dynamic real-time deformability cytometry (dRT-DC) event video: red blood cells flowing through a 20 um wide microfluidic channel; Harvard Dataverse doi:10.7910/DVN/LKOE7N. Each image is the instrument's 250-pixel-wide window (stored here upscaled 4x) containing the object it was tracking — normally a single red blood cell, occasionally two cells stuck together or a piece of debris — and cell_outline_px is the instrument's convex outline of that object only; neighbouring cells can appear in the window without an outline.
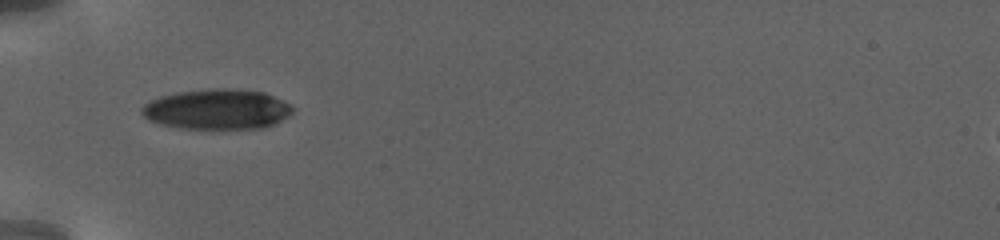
{"species": "human", "species_latin": "Homo sapiens", "temperature_condition": "warm", "stored_images_in_passage": 30, "camera_frame_rate_fps": 3000, "um_per_image_px": 0.085, "donor": {"sex": "female"}, "frame": {"image": 1, "passage_image": 1, "time_ms": 0.0, "image_size_px": [1000, 240], "cell_outline_px": [[292, 112], [288, 116], [272, 124], [256, 128], [180, 128], [164, 124], [152, 120], [144, 116], [140, 112], [140, 108], [144, 104], [160, 96], [172, 92], [216, 88], [228, 88], [264, 92], [288, 104], [292, 108]], "centroid_in_image_um": [18.4, 9.27], "position_along_channel_um": 66.6, "area_um2": 34.8}}
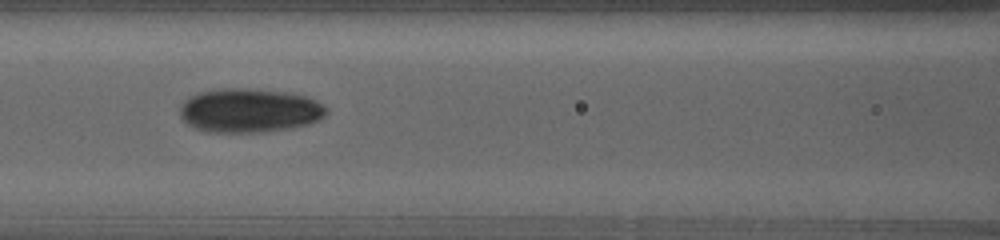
{"frame": {"image": 2, "passage_image": 20, "time_ms": 3.0, "image_size_px": [1000, 240], "cell_outline_px": [[324, 112], [316, 120], [304, 124], [256, 132], [204, 132], [188, 124], [180, 116], [180, 108], [184, 100], [200, 92], [224, 88], [244, 88], [284, 92], [304, 96], [320, 104], [324, 108]], "centroid_in_image_um": [21.06, 9.38], "position_along_channel_um": 145.5, "area_um2": 36.36}}
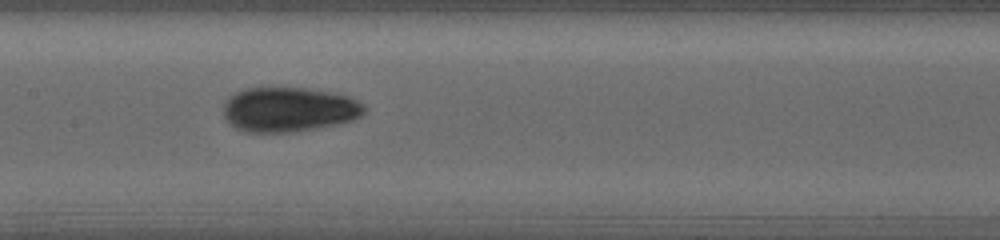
{"frame": {"image": 3, "passage_image": 29, "time_ms": 4.333, "image_size_px": [1000, 240], "cell_outline_px": [[364, 112], [360, 116], [352, 120], [336, 124], [288, 132], [248, 132], [236, 128], [224, 116], [224, 104], [236, 92], [244, 88], [304, 88], [328, 92], [348, 96], [364, 104]], "centroid_in_image_um": [24.55, 9.3], "position_along_channel_um": 182.9, "area_um2": 36.01}}